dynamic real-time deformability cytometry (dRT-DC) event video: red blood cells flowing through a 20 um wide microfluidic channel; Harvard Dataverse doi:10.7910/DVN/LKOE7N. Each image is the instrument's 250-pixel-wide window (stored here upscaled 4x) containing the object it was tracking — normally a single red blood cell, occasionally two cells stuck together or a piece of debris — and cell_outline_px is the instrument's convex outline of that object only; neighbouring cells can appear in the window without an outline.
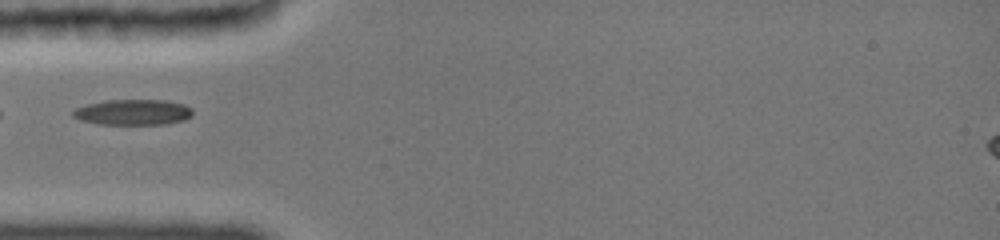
{"species": "common noctule bat (a hibernating species)", "species_latin": "Nyctalus noctula", "temperature_condition": "cold", "stored_images_in_passage": 44, "camera_frame_rate_fps": 3000, "um_per_image_px": 0.085, "animal": {"sex": "female", "body_mass_g": 19.0, "forearm_length_mm": 51.5}, "frame": {"image": 1, "passage_image": 1, "time_ms": 0.0, "image_size_px": [1000, 240], "cell_outline_px": [[192, 112], [184, 120], [164, 124], [100, 124], [84, 120], [72, 116], [72, 112], [76, 108], [88, 104], [104, 100], [164, 100], [184, 104]], "centroid_in_image_um": [11.28, 9.53], "position_along_channel_um": 73.7, "area_um2": 17.51}}
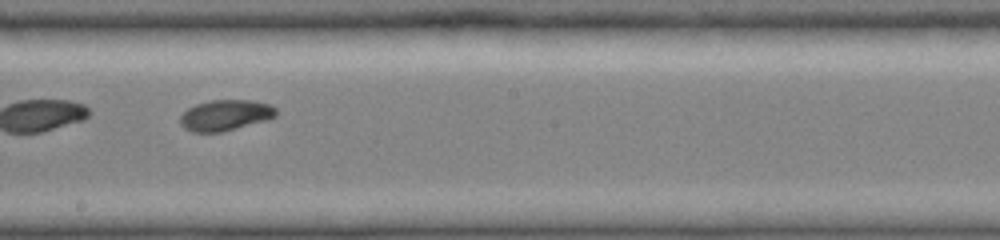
{"frame": {"image": 2, "passage_image": 19, "time_ms": 4.0, "image_size_px": [1000, 240], "cell_outline_px": [[276, 116], [264, 120], [220, 132], [192, 132], [184, 128], [180, 124], [180, 116], [188, 108], [196, 104], [208, 100], [252, 100], [268, 104], [276, 108]], "centroid_in_image_um": [19.11, 9.78], "position_along_channel_um": 229.1, "area_um2": 16.99}}
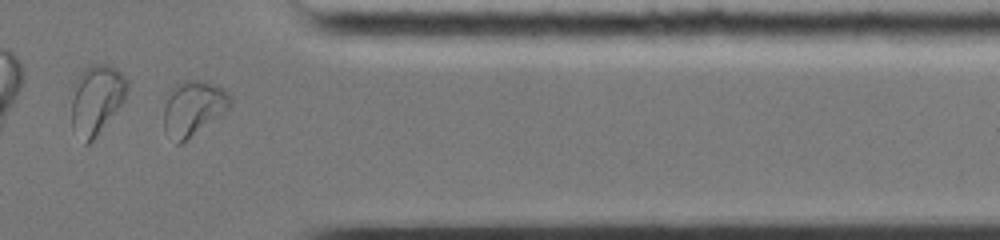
{"frame": {"image": 3, "passage_image": 37, "time_ms": 8.333, "image_size_px": [1000, 240], "cell_outline_px": [[232, 104], [224, 112], [180, 144], [176, 144], [164, 128], [164, 108], [168, 92], [176, 84], [184, 80], [200, 80], [216, 84], [224, 88], [232, 96]], "centroid_in_image_um": [16.44, 9.15], "position_along_channel_um": 395.0, "area_um2": 21.15}}